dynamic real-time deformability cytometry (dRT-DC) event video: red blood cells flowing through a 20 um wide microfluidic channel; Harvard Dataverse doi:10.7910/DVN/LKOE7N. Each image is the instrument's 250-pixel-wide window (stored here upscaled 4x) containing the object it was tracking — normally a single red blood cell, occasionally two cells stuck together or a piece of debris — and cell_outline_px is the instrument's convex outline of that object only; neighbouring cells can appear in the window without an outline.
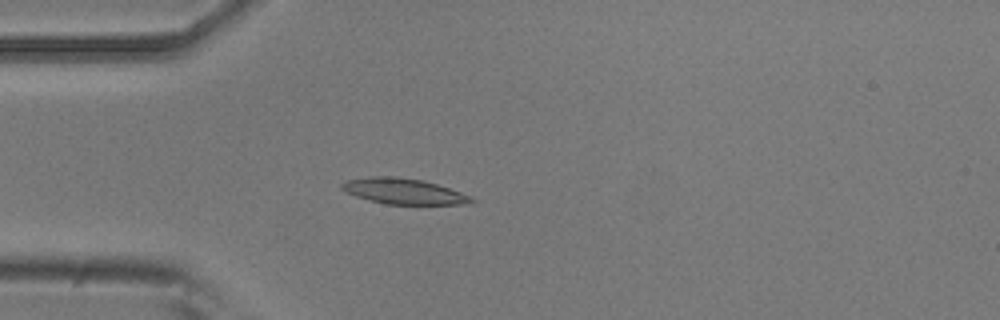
{"species": "common noctule bat (a hibernating species)", "species_latin": "Nyctalus noctula", "temperature_condition": "room temperature", "stored_images_in_passage": 4, "camera_frame_rate_fps": 3000, "um_per_image_px": 0.085, "animal": {"sex": "male", "body_mass_g": 20.5, "forearm_length_mm": 52.5}, "frame": {"image": 1, "passage_image": 4, "time_ms": 1.0, "image_size_px": [1000, 320], "cell_outline_px": [[476, 200], [472, 204], [384, 204], [356, 196], [340, 188], [340, 184], [344, 180], [368, 176], [396, 176], [420, 180], [436, 184], [472, 196]], "centroid_in_image_um": [34.29, 16.25], "position_along_channel_um": 50.7, "area_um2": 19.42}}